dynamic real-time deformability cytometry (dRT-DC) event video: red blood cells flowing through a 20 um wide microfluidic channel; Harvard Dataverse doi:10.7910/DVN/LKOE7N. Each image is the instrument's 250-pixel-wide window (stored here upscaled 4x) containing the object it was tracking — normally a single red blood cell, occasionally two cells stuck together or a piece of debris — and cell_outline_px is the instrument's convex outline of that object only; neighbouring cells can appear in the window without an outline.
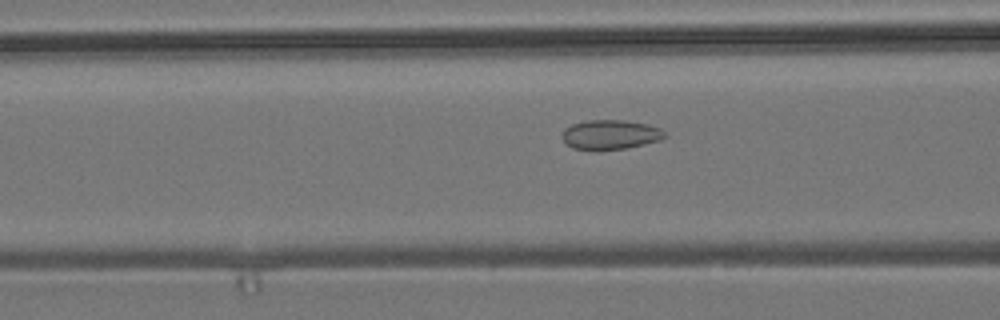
{"species": "common noctule bat (a hibernating species)", "species_latin": "Nyctalus noctula", "temperature_condition": "room temperature", "stored_images_in_passage": 33, "camera_frame_rate_fps": 3000, "um_per_image_px": 0.085, "animal": {"sex": "male", "body_mass_g": 19.2, "forearm_length_mm": 51.8}, "frame": {"image": 1, "passage_image": 4, "time_ms": 1.0, "image_size_px": [1000, 320], "cell_outline_px": [[668, 136], [660, 140], [628, 148], [572, 148], [564, 140], [564, 128], [572, 124], [588, 120], [624, 120], [648, 124], [660, 128]], "centroid_in_image_um": [51.95, 11.41], "position_along_channel_um": 114.7, "area_um2": 17.17}}
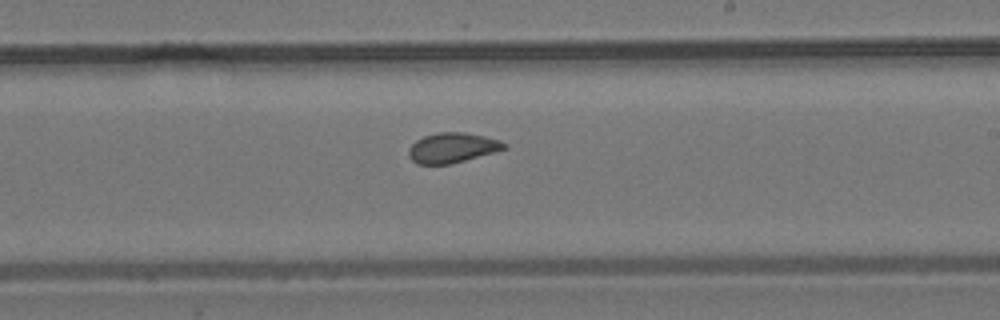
{"frame": {"image": 2, "passage_image": 15, "time_ms": 4.667, "image_size_px": [1000, 320], "cell_outline_px": [[508, 148], [464, 160], [448, 164], [416, 164], [408, 156], [408, 148], [416, 140], [424, 136], [436, 132], [464, 132], [484, 136], [500, 140], [508, 144]], "centroid_in_image_um": [38.43, 12.55], "position_along_channel_um": 250.6, "area_um2": 16.7}}
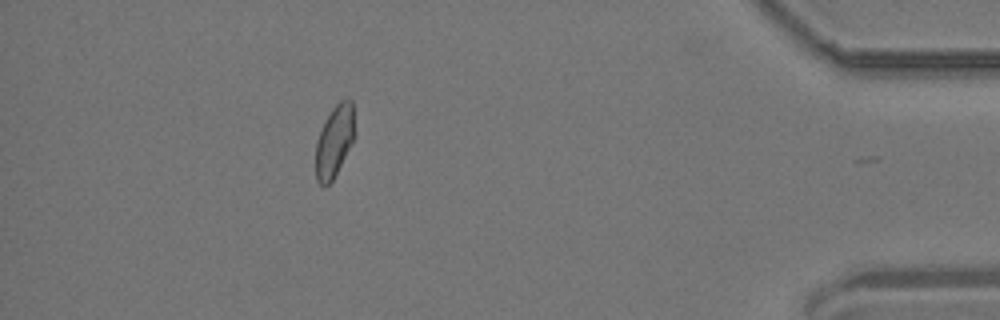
{"frame": {"image": 3, "passage_image": 32, "time_ms": 10.333, "image_size_px": [1000, 320], "cell_outline_px": [[356, 136], [332, 180], [328, 184], [320, 184], [316, 180], [316, 140], [332, 108], [340, 100], [348, 96], [352, 100]], "centroid_in_image_um": [28.46, 11.93], "position_along_channel_um": 406.7, "area_um2": 16.3}}